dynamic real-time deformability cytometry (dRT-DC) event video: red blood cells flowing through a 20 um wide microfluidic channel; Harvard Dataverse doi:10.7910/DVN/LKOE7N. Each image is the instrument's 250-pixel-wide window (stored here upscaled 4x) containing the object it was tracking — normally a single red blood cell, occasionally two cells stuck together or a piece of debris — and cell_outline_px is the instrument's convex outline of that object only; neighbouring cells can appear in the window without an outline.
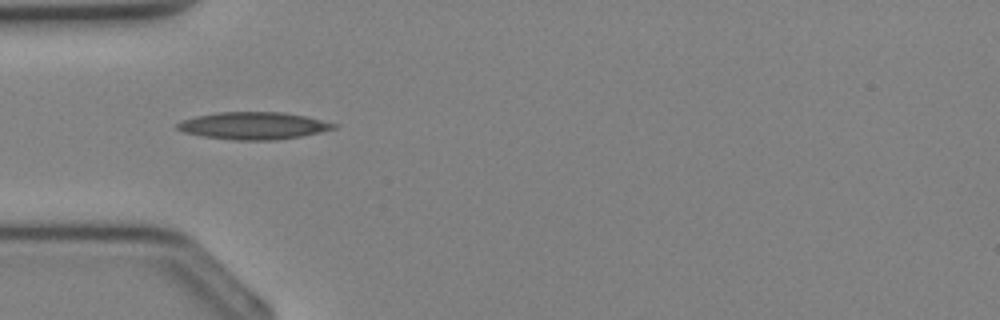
{"species": "Egyptian fruit bat (a non-hibernating species)", "species_latin": "Rousettus aegyptiacus", "temperature_condition": "cold", "stored_images_in_passage": 25, "camera_frame_rate_fps": 3000, "um_per_image_px": 0.085, "animal": {"sex": "female"}, "frame": {"image": 1, "passage_image": 1, "time_ms": 0.0, "image_size_px": [1000, 320], "cell_outline_px": [[340, 124], [336, 128], [320, 132], [300, 136], [276, 140], [232, 140], [204, 136], [184, 132], [176, 128], [176, 124], [184, 120], [196, 116], [220, 112], [284, 112], [304, 116]], "centroid_in_image_um": [21.58, 10.68], "position_along_channel_um": 63.4, "area_um2": 24.74}}
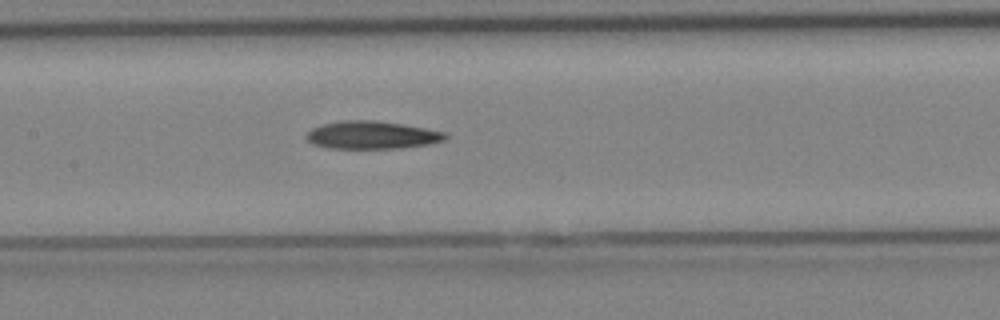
{"frame": {"image": 2, "passage_image": 7, "time_ms": 2.0, "image_size_px": [1000, 320], "cell_outline_px": [[448, 136], [444, 140], [428, 144], [400, 148], [328, 148], [312, 144], [304, 136], [312, 128], [324, 124], [340, 120], [376, 120], [424, 128], [444, 132]], "centroid_in_image_um": [31.57, 11.48], "position_along_channel_um": 175.8, "area_um2": 22.37}}
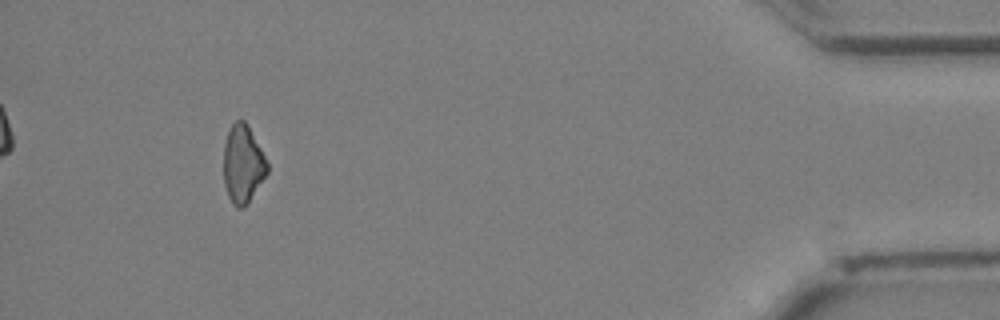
{"frame": {"image": 3, "passage_image": 23, "time_ms": 7.333, "image_size_px": [1000, 320], "cell_outline_px": [[268, 172], [248, 204], [244, 208], [236, 208], [232, 204], [228, 196], [224, 184], [224, 144], [228, 132], [232, 124], [236, 120], [244, 120], [248, 124], [268, 164]], "centroid_in_image_um": [20.64, 13.98], "position_along_channel_um": 414.6, "area_um2": 19.88}}